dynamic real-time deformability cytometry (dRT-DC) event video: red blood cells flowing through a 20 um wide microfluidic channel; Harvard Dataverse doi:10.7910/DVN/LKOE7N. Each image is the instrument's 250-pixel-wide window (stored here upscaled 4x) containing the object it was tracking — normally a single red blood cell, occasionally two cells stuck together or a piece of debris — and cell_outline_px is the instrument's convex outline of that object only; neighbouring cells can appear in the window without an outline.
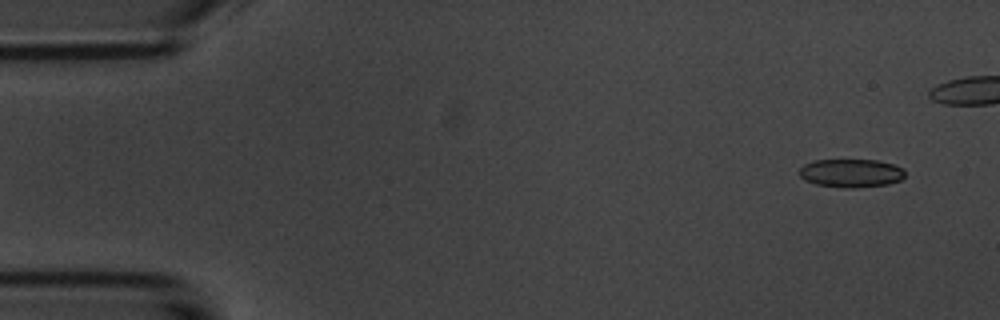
{"species": "common noctule bat (a hibernating species)", "species_latin": "Nyctalus noctula", "temperature_condition": "room temperature", "stored_images_in_passage": 47, "camera_frame_rate_fps": 3000, "um_per_image_px": 0.085, "animal": {"sex": "male", "body_mass_g": 20.1, "forearm_length_mm": 53.5}, "frame": {"image": 1, "passage_image": 4, "time_ms": 1.0, "image_size_px": [1000, 320], "cell_outline_px": [[904, 176], [900, 180], [888, 184], [856, 188], [844, 188], [816, 184], [804, 180], [800, 176], [800, 168], [804, 164], [812, 160], [876, 160], [892, 164], [904, 168]], "centroid_in_image_um": [72.33, 14.71], "position_along_channel_um": 12.7, "area_um2": 17.51}}
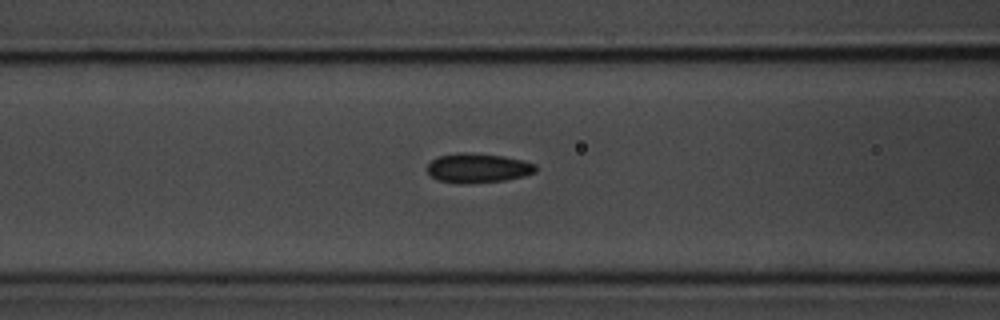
{"frame": {"image": 2, "passage_image": 22, "time_ms": 7.0, "image_size_px": [1000, 320], "cell_outline_px": [[536, 172], [524, 176], [504, 180], [460, 184], [436, 180], [428, 172], [428, 164], [432, 160], [440, 156], [456, 152], [472, 152], [504, 156], [524, 160], [536, 164]], "centroid_in_image_um": [40.63, 14.27], "position_along_channel_um": 126.0, "area_um2": 18.73}}
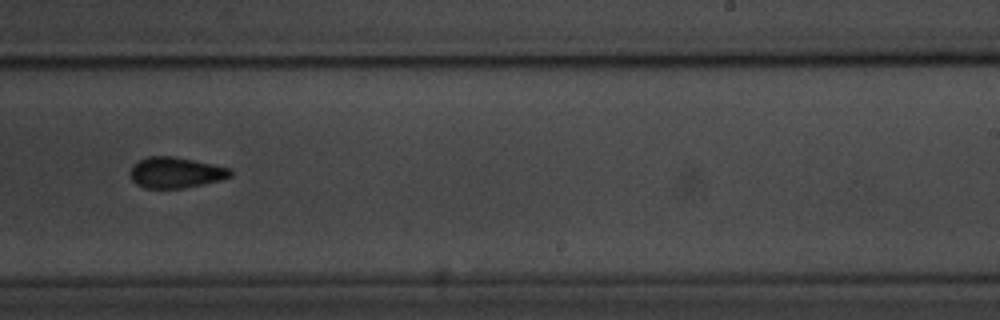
{"frame": {"image": 3, "passage_image": 34, "time_ms": 11.0, "image_size_px": [1000, 320], "cell_outline_px": [[232, 176], [220, 180], [204, 184], [184, 188], [144, 188], [136, 184], [132, 180], [132, 164], [148, 156], [172, 156], [232, 168]], "centroid_in_image_um": [14.96, 14.67], "position_along_channel_um": 274.0, "area_um2": 17.92}}